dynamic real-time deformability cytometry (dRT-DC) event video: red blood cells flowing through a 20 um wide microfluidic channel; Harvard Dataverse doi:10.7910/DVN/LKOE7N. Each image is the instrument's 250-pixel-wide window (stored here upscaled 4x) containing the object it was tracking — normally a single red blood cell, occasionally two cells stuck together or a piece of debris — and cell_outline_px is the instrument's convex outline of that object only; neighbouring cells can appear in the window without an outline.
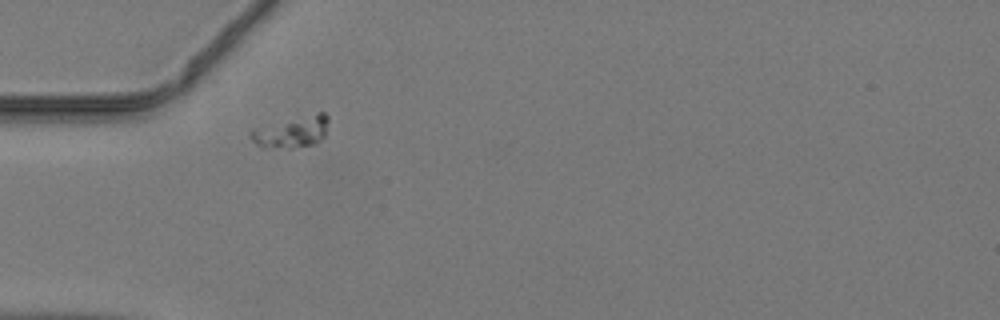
{"species": "common noctule bat (a hibernating species)", "species_latin": "Nyctalus noctula", "temperature_condition": "warm", "stored_images_in_passage": 32, "camera_frame_rate_fps": 3000, "um_per_image_px": 0.085, "animal": {"sex": "male", "body_mass_g": 19.2, "forearm_length_mm": 51.8}, "frame": {"image": 1, "passage_image": 1, "time_ms": 0.0, "image_size_px": [1000, 320], "cell_outline_px": [[328, 120], [324, 136], [316, 144], [292, 148], [264, 148], [256, 144], [248, 136], [248, 132], [252, 128], [316, 112], [324, 112], [328, 116]], "centroid_in_image_um": [24.76, 11.21], "position_along_channel_um": 60.2, "area_um2": 14.57}}
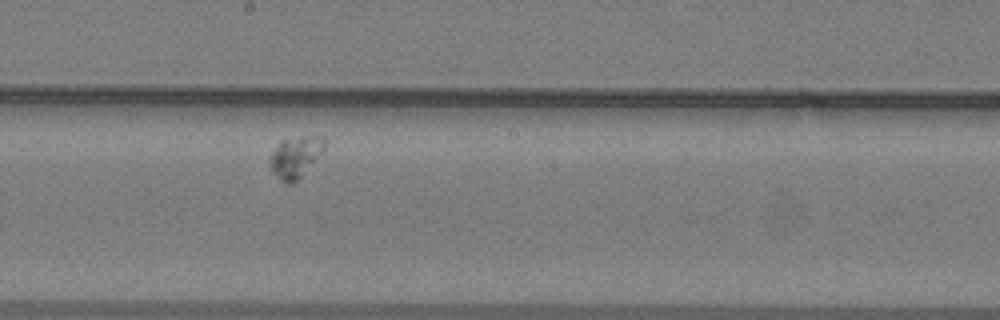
{"frame": {"image": 2, "passage_image": 14, "time_ms": 4.333, "image_size_px": [1000, 320], "cell_outline_px": [[324, 152], [292, 184], [288, 184], [272, 172], [268, 160], [272, 152], [280, 140], [300, 136], [324, 136]], "centroid_in_image_um": [25.11, 13.3], "position_along_channel_um": 223.1, "area_um2": 13.06}}
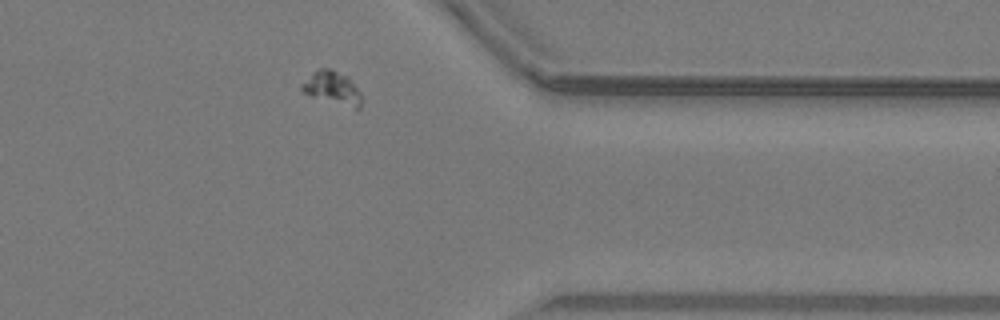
{"frame": {"image": 3, "passage_image": 27, "time_ms": 8.667, "image_size_px": [1000, 320], "cell_outline_px": [[360, 108], [356, 112], [312, 96], [304, 92], [300, 88], [300, 84], [316, 68], [332, 68], [348, 76], [360, 92]], "centroid_in_image_um": [28.26, 7.5], "position_along_channel_um": 383.1, "area_um2": 12.02}}